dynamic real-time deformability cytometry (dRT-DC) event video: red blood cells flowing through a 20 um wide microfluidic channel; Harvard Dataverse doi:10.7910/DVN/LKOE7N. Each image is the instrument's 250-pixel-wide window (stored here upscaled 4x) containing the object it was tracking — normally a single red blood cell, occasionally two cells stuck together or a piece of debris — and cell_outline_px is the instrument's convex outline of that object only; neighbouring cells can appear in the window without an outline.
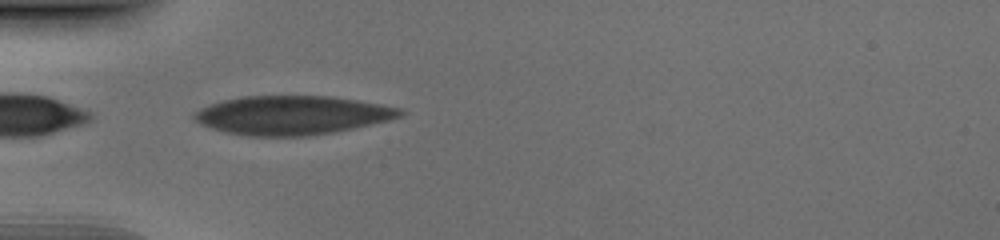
{"species": "human", "species_latin": "Homo sapiens", "temperature_condition": "cold", "stored_images_in_passage": 36, "camera_frame_rate_fps": 3000, "um_per_image_px": 0.085, "donor": {"sex": "male"}, "frame": {"image": 1, "passage_image": 2, "time_ms": 0.333, "image_size_px": [1000, 240], "cell_outline_px": [[408, 112], [404, 116], [388, 120], [336, 132], [308, 136], [248, 136], [228, 132], [212, 128], [200, 124], [192, 116], [200, 108], [208, 104], [220, 100], [244, 96], [332, 96], [380, 104], [400, 108]], "centroid_in_image_um": [24.85, 9.79], "position_along_channel_um": 60.2, "area_um2": 46.76}}
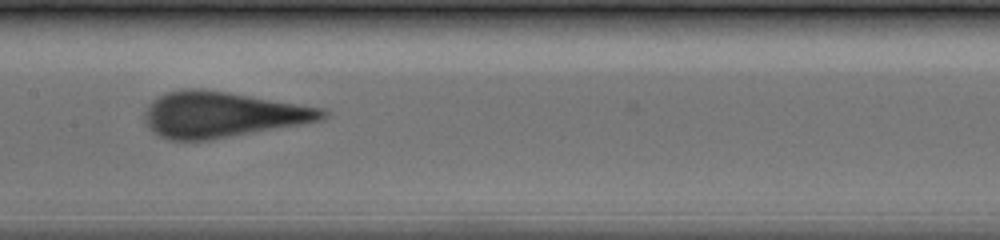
{"frame": {"image": 2, "passage_image": 12, "time_ms": 3.667, "image_size_px": [1000, 240], "cell_outline_px": [[328, 116], [320, 120], [300, 124], [212, 140], [168, 140], [152, 132], [148, 128], [144, 120], [144, 112], [148, 104], [152, 100], [164, 92], [184, 88], [200, 88], [228, 92], [324, 108], [328, 112]], "centroid_in_image_um": [18.83, 9.73], "position_along_channel_um": 188.6, "area_um2": 47.63}}
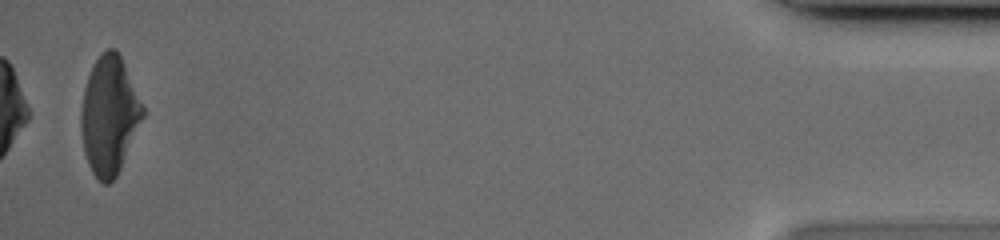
{"frame": {"image": 3, "passage_image": 36, "time_ms": 11.667, "image_size_px": [1000, 240], "cell_outline_px": [[144, 116], [120, 168], [116, 176], [108, 184], [104, 184], [92, 172], [88, 164], [84, 152], [80, 124], [80, 112], [84, 88], [88, 76], [96, 60], [108, 48], [116, 48], [124, 64], [144, 108]], "centroid_in_image_um": [9.27, 9.82], "position_along_channel_um": 425.9, "area_um2": 41.85}}